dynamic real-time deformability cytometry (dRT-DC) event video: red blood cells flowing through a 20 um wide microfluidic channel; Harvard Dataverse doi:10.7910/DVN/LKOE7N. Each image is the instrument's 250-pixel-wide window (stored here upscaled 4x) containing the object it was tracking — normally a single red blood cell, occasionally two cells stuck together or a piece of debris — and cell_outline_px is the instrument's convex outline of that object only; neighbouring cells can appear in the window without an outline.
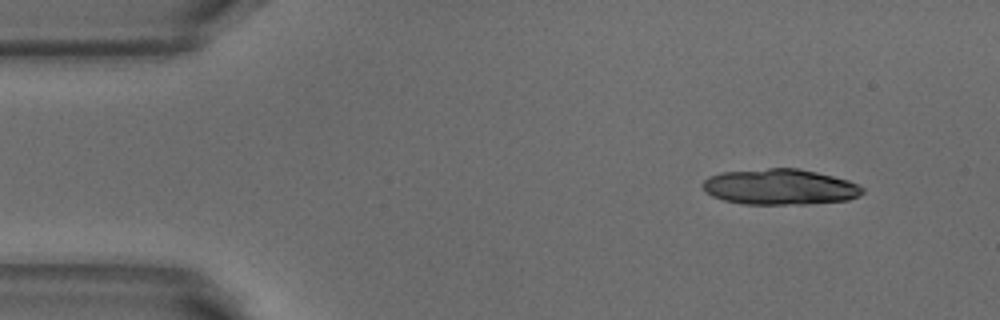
{"species": "common noctule bat (a hibernating species)", "species_latin": "Nyctalus noctula", "temperature_condition": "warm", "stored_images_in_passage": 48, "camera_frame_rate_fps": 3000, "um_per_image_px": 0.085, "animal": {"sex": "male", "body_mass_g": 18.8}, "frame": {"image": 1, "passage_image": 1, "time_ms": 0.0, "image_size_px": [1000, 320], "cell_outline_px": [[864, 192], [848, 200], [808, 204], [744, 204], [724, 200], [712, 196], [704, 192], [704, 180], [708, 176], [720, 172], [768, 168], [800, 168], [848, 180], [864, 188]], "centroid_in_image_um": [66.27, 15.88], "position_along_channel_um": 18.7, "area_um2": 33.29}}
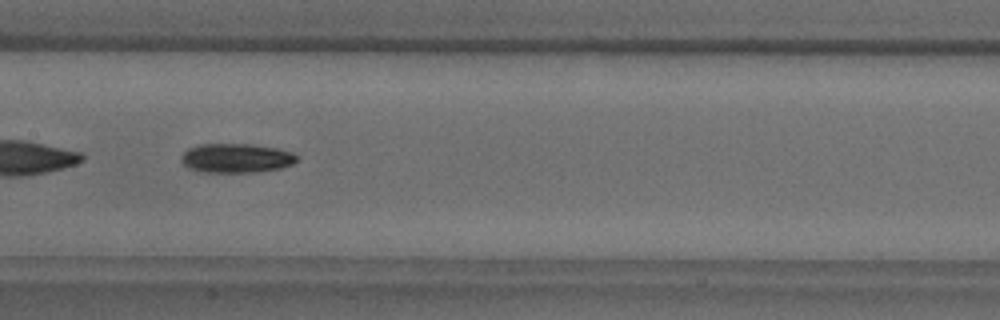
{"frame": {"image": 2, "passage_image": 21, "time_ms": 6.667, "image_size_px": [1000, 320], "cell_outline_px": [[296, 160], [292, 164], [280, 168], [252, 172], [204, 172], [188, 168], [180, 160], [180, 156], [188, 148], [200, 144], [252, 144], [276, 148], [292, 152], [296, 156]], "centroid_in_image_um": [20.03, 13.43], "position_along_channel_um": 187.4, "area_um2": 19.59}}
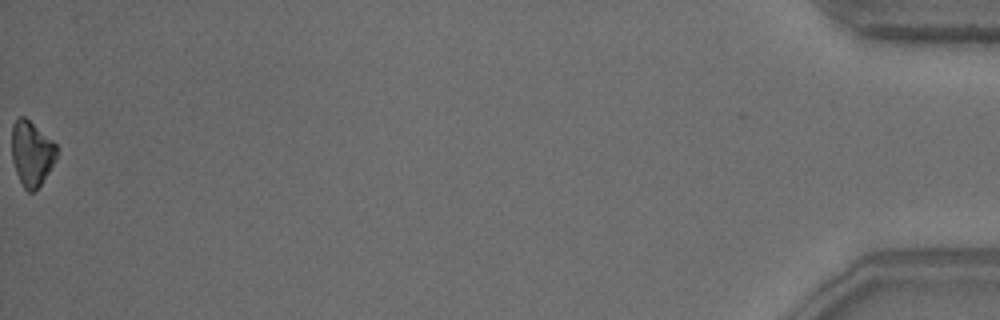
{"frame": {"image": 3, "passage_image": 48, "time_ms": 15.667, "image_size_px": [1000, 320], "cell_outline_px": [[56, 160], [40, 184], [32, 192], [28, 192], [24, 188], [16, 172], [12, 160], [12, 124], [20, 116], [24, 116], [52, 140], [56, 144]], "centroid_in_image_um": [2.67, 13.03], "position_along_channel_um": 432.5, "area_um2": 16.7}, "authors_computed_cell_mechanics": {"area_um2": 18.9295, "velocity_mm_per_s": 3.8786, "shape_relaxation_time_tau1_ms": 2.7137, "shape_relaxation_time_tau2_ms": null, "deformation_change_tau1": 0.1111, "deformation_change_tau2": null}}